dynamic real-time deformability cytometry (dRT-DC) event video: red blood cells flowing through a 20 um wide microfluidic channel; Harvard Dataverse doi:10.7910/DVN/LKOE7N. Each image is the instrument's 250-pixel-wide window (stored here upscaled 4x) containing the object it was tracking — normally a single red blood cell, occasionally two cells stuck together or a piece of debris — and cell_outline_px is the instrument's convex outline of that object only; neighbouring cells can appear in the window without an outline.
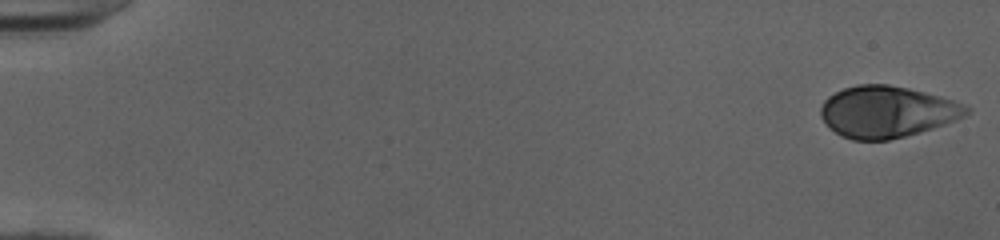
{"species": "human", "species_latin": "Homo sapiens", "temperature_condition": "cold", "stored_images_in_passage": 51, "camera_frame_rate_fps": 3000, "um_per_image_px": 0.085, "donor": {"sex": "female"}, "frame": {"image": 1, "passage_image": 1, "time_ms": 0.0, "image_size_px": [1000, 240], "cell_outline_px": [[972, 108], [964, 116], [956, 120], [920, 132], [888, 140], [852, 140], [840, 136], [828, 128], [820, 116], [820, 108], [824, 100], [828, 96], [844, 88], [856, 84], [888, 84], [908, 88], [940, 96], [964, 104]], "centroid_in_image_um": [75.35, 9.5], "position_along_channel_um": 9.6, "area_um2": 43.87}}
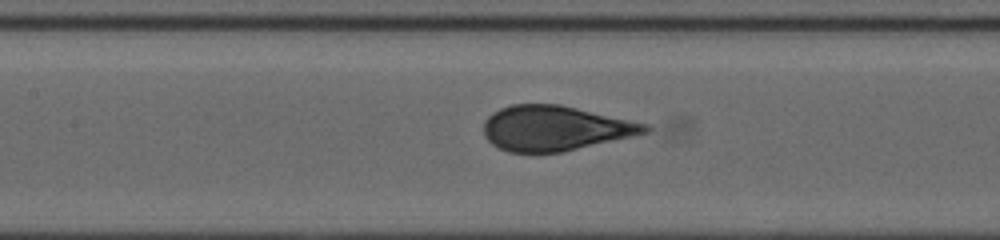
{"frame": {"image": 2, "passage_image": 25, "time_ms": 8.0, "image_size_px": [1000, 240], "cell_outline_px": [[652, 128], [648, 132], [632, 136], [564, 152], [536, 156], [508, 152], [492, 144], [484, 136], [484, 120], [492, 112], [500, 108], [512, 104], [560, 104], [648, 124]], "centroid_in_image_um": [47.13, 10.93], "position_along_channel_um": 160.3, "area_um2": 43.06}}
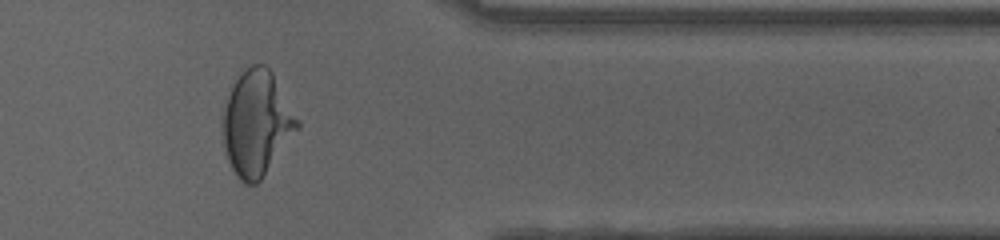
{"frame": {"image": 3, "passage_image": 43, "time_ms": 14.0, "image_size_px": [1000, 240], "cell_outline_px": [[300, 128], [260, 180], [256, 184], [244, 184], [236, 176], [228, 160], [224, 144], [224, 108], [228, 96], [236, 80], [252, 64], [264, 64], [272, 72], [300, 120]], "centroid_in_image_um": [21.86, 10.5], "position_along_channel_um": 389.5, "area_um2": 44.97}, "authors_computed_cell_mechanics": {"area_um2": 43.1766, "velocity_mm_per_s": 4.0176, "shape_relaxation_time_tau1_ms": 5.5777, "shape_relaxation_time_tau2_ms": null, "deformation_change_tau1": 0.2374, "deformation_change_tau2": null}}